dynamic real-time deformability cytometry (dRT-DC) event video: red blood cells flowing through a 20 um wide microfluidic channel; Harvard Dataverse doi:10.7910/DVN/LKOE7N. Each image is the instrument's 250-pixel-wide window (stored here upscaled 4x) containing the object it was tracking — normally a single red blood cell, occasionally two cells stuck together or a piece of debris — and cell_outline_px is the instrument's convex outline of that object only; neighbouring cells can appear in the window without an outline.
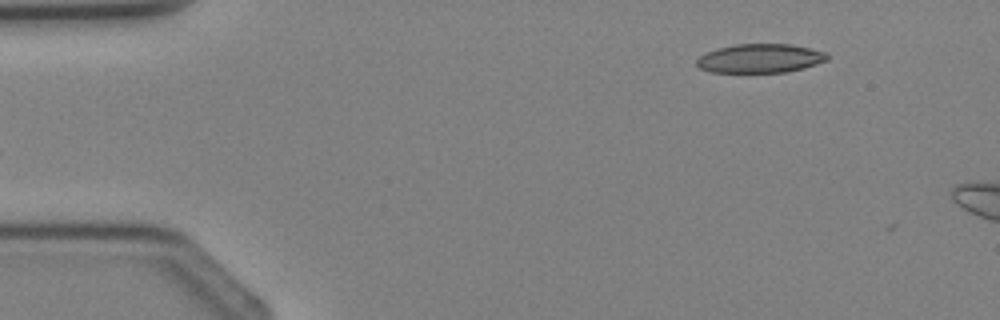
{"species": "Egyptian fruit bat (a non-hibernating species)", "species_latin": "Rousettus aegyptiacus", "temperature_condition": "cold", "stored_images_in_passage": 3, "segment_of_instrument_passage": [2, 2], "camera_frame_rate_fps": 3000, "um_per_image_px": 0.085, "animal": {"sex": "female"}, "frame": {"image": 1, "passage_image": 3, "time_ms": 2.333, "image_size_px": [1000, 320], "cell_outline_px": [[828, 60], [804, 68], [788, 72], [712, 72], [700, 68], [696, 64], [696, 60], [700, 56], [716, 48], [736, 44], [792, 44], [824, 52], [828, 56]], "centroid_in_image_um": [64.61, 4.96], "position_along_channel_um": 20.4, "area_um2": 21.91}}